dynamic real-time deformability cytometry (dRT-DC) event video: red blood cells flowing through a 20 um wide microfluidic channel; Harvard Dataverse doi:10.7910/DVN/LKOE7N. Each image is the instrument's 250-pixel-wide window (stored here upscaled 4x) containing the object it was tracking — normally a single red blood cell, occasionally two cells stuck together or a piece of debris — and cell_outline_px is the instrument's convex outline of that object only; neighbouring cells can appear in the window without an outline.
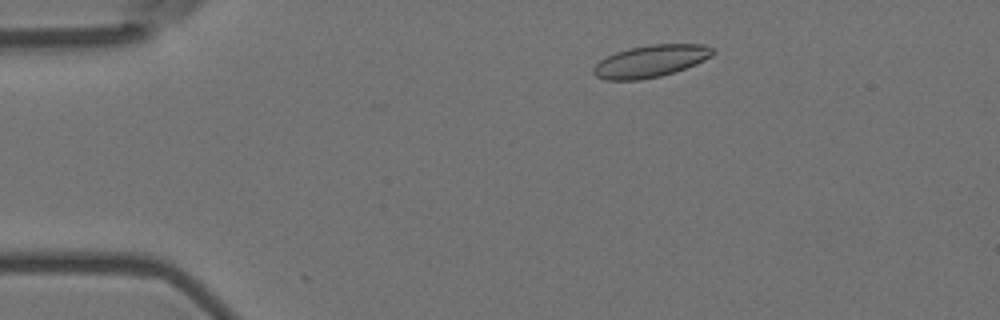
{"species": "Egyptian fruit bat (a non-hibernating species)", "species_latin": "Rousettus aegyptiacus", "temperature_condition": "room temperature", "stored_images_in_passage": 53, "camera_frame_rate_fps": 3000, "um_per_image_px": 0.085, "animal": {"sex": "female"}, "frame": {"image": 1, "passage_image": 7, "time_ms": 2.0, "image_size_px": [1000, 320], "cell_outline_px": [[716, 52], [712, 56], [696, 64], [660, 76], [640, 80], [604, 80], [596, 76], [592, 72], [592, 68], [600, 60], [616, 52], [628, 48], [648, 44], [704, 44], [716, 48]], "centroid_in_image_um": [55.32, 5.18], "position_along_channel_um": 29.7, "area_um2": 22.48}}
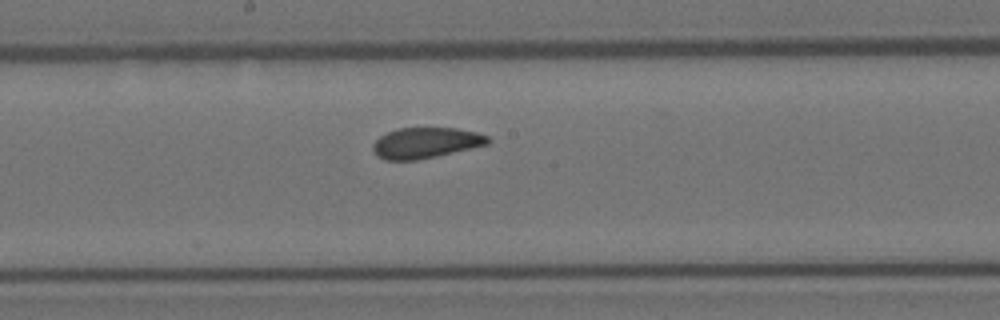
{"frame": {"image": 2, "passage_image": 27, "time_ms": 8.667, "image_size_px": [1000, 320], "cell_outline_px": [[492, 140], [488, 144], [436, 156], [416, 160], [384, 160], [376, 156], [372, 148], [372, 144], [380, 136], [396, 128], [456, 128], [476, 132], [488, 136]], "centroid_in_image_um": [36.16, 12.14], "position_along_channel_um": 212.0, "area_um2": 20.58}}
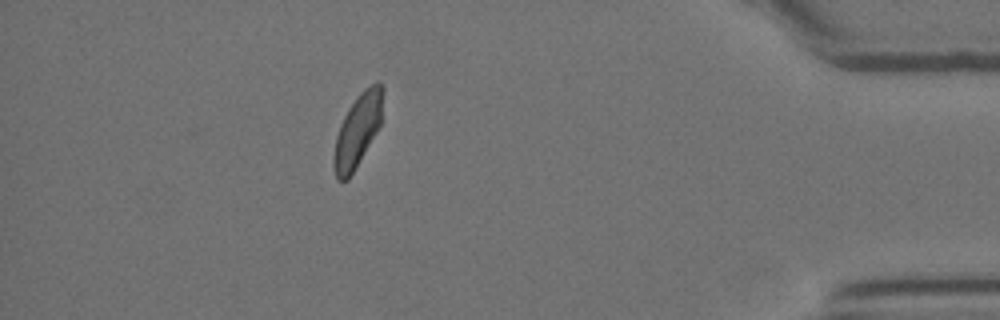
{"frame": {"image": 3, "passage_image": 47, "time_ms": 15.333, "image_size_px": [1000, 320], "cell_outline_px": [[384, 88], [380, 124], [376, 132], [348, 180], [336, 180], [332, 164], [332, 160], [336, 136], [340, 124], [348, 108], [356, 96], [364, 88], [376, 80], [380, 80]], "centroid_in_image_um": [30.38, 11.04], "position_along_channel_um": 404.8, "area_um2": 20.92}, "authors_computed_cell_mechanics": {"area_um2": 21.5016, "velocity_mm_per_s": 3.5955, "shape_relaxation_time_tau1_ms": null, "shape_relaxation_time_tau2_ms": 1.2707, "deformation_change_tau1": null, "deformation_change_tau2": 0.065}}